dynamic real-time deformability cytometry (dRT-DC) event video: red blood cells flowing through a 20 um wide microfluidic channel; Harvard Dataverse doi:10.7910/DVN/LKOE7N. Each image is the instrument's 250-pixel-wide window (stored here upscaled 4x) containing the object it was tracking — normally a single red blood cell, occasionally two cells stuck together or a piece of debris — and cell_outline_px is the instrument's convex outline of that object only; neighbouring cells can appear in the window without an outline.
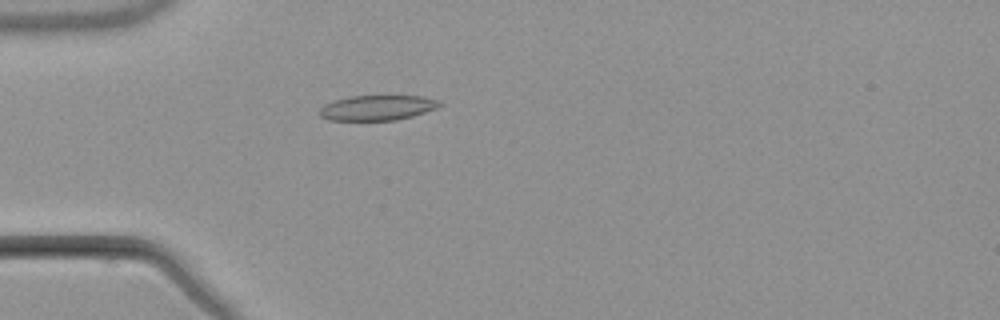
{"species": "common noctule bat (a hibernating species)", "species_latin": "Nyctalus noctula", "temperature_condition": "warm", "stored_images_in_passage": 1, "camera_frame_rate_fps": 3000, "um_per_image_px": 0.085, "animal": {"sex": "male", "body_mass_g": 21.5, "forearm_length_mm": 52.0}, "frame": {"image": 1, "passage_image": 1, "time_ms": 0.0, "image_size_px": [1000, 320], "cell_outline_px": [[444, 104], [436, 108], [412, 116], [396, 120], [328, 120], [320, 116], [316, 112], [324, 104], [332, 100], [348, 96], [420, 96], [440, 100]], "centroid_in_image_um": [32.02, 9.15], "position_along_channel_um": 53.0, "area_um2": 17.74}}